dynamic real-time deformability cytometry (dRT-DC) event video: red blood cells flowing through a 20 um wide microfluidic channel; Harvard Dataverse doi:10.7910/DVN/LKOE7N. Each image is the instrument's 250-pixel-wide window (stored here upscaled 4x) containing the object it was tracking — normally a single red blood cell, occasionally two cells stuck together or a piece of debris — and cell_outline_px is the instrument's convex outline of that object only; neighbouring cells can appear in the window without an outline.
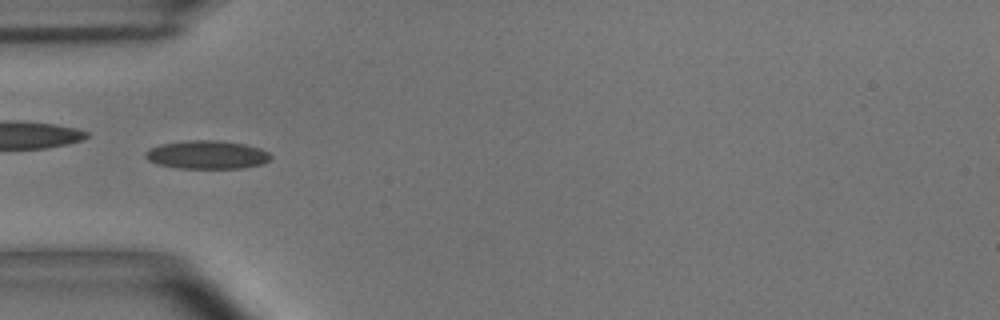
{"species": "common noctule bat (a hibernating species)", "species_latin": "Nyctalus noctula", "temperature_condition": "room temperature", "stored_images_in_passage": 53, "camera_frame_rate_fps": 3000, "um_per_image_px": 0.085, "animal": {"sex": "male", "body_mass_g": 15.6}, "frame": {"image": 1, "passage_image": 16, "time_ms": 5.0, "image_size_px": [1000, 320], "cell_outline_px": [[272, 156], [264, 164], [244, 168], [176, 168], [156, 164], [148, 160], [144, 156], [144, 152], [148, 148], [160, 144], [188, 140], [220, 140], [244, 144], [260, 148], [268, 152]], "centroid_in_image_um": [17.57, 13.15], "position_along_channel_um": 67.4, "area_um2": 20.98}}
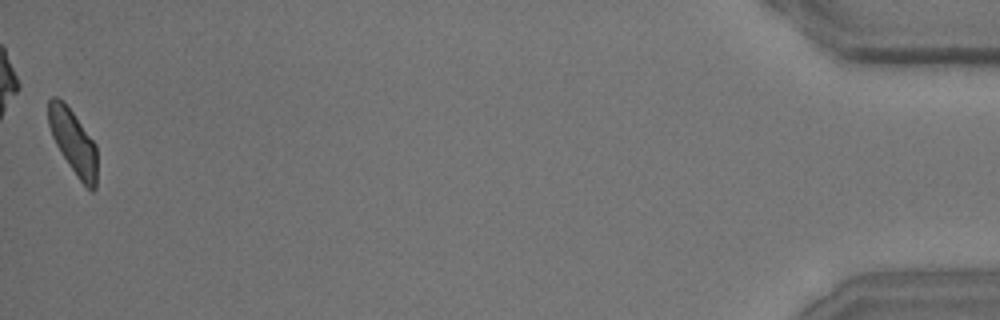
{"frame": {"image": 2, "passage_image": 53, "time_ms": 17.333, "image_size_px": [1000, 320], "cell_outline_px": [[96, 188], [92, 192], [76, 176], [56, 144], [52, 136], [48, 124], [48, 100], [52, 96], [56, 96], [72, 112], [96, 144]], "centroid_in_image_um": [6.22, 12.07], "position_along_channel_um": 429.0, "area_um2": 17.86}, "authors_computed_cell_mechanics": {"area_um2": 19.1318, "velocity_mm_per_s": 3.6825, "shape_relaxation_time_tau1_ms": null, "shape_relaxation_time_tau2_ms": 1.5486, "deformation_change_tau1": null, "deformation_change_tau2": 0.0759}}